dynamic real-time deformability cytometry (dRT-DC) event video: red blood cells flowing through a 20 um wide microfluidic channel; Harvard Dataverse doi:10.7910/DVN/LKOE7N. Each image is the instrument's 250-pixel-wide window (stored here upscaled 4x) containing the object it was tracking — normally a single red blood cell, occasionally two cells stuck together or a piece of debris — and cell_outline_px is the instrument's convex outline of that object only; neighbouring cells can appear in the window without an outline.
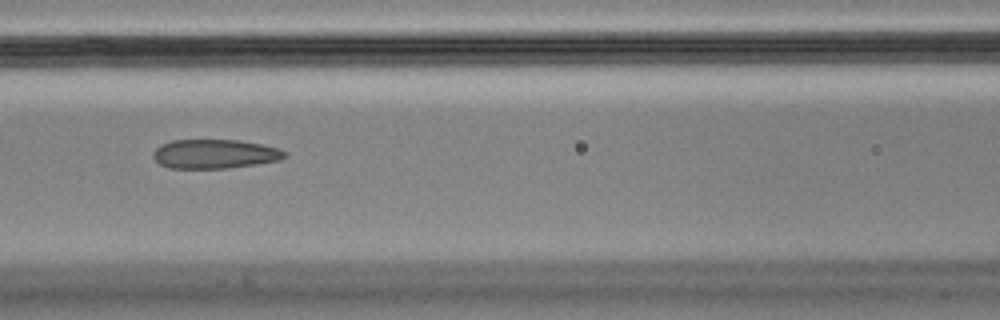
{"species": "Egyptian fruit bat (a non-hibernating species)", "species_latin": "Rousettus aegyptiacus", "temperature_condition": "cold", "stored_images_in_passage": 8, "camera_frame_rate_fps": 3000, "um_per_image_px": 0.085, "animal": {"sex": "male"}, "frame": {"image": 1, "passage_image": 3, "time_ms": 0.667, "image_size_px": [1000, 320], "cell_outline_px": [[288, 156], [280, 160], [256, 164], [228, 168], [168, 168], [160, 164], [152, 156], [152, 152], [160, 144], [172, 140], [240, 140], [264, 144], [280, 148], [288, 152]], "centroid_in_image_um": [18.29, 13.08], "position_along_channel_um": 148.3, "area_um2": 22.66}}
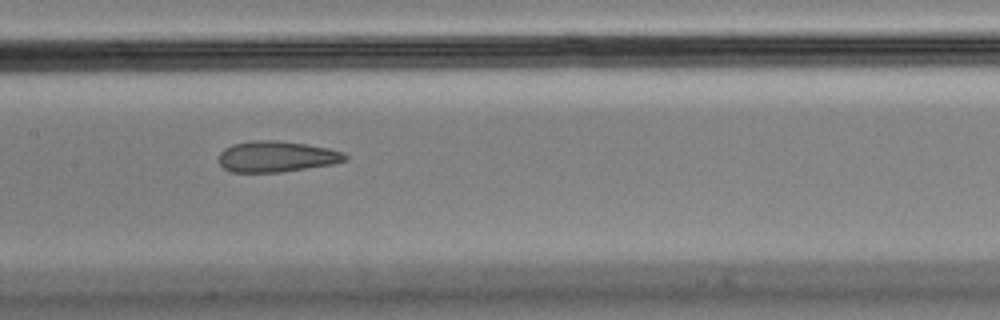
{"frame": {"image": 2, "passage_image": 4, "time_ms": 1.0, "image_size_px": [1000, 320], "cell_outline_px": [[348, 160], [332, 164], [280, 172], [228, 172], [220, 164], [220, 152], [224, 148], [232, 144], [252, 140], [280, 140], [308, 144], [328, 148], [344, 152], [348, 156]], "centroid_in_image_um": [23.51, 13.3], "position_along_channel_um": 183.9, "area_um2": 22.95}}
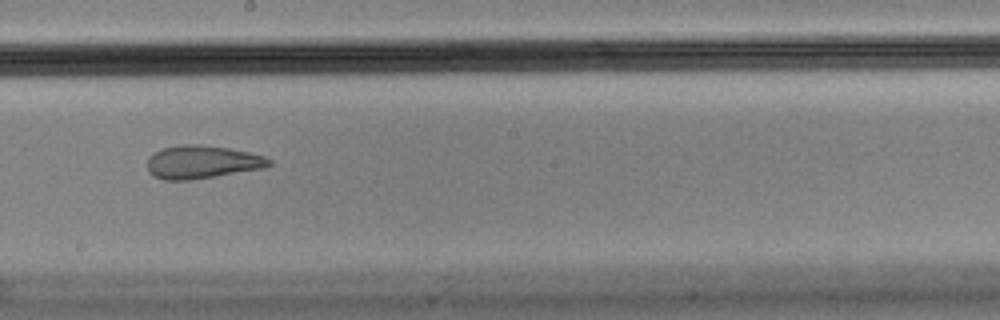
{"frame": {"image": 3, "passage_image": 5, "time_ms": 1.333, "image_size_px": [1000, 320], "cell_outline_px": [[272, 164], [264, 168], [216, 176], [188, 180], [164, 180], [148, 172], [148, 160], [156, 152], [164, 148], [184, 144], [196, 144], [228, 148], [248, 152], [264, 156], [272, 160]], "centroid_in_image_um": [17.21, 13.78], "position_along_channel_um": 231.0, "area_um2": 23.18}}